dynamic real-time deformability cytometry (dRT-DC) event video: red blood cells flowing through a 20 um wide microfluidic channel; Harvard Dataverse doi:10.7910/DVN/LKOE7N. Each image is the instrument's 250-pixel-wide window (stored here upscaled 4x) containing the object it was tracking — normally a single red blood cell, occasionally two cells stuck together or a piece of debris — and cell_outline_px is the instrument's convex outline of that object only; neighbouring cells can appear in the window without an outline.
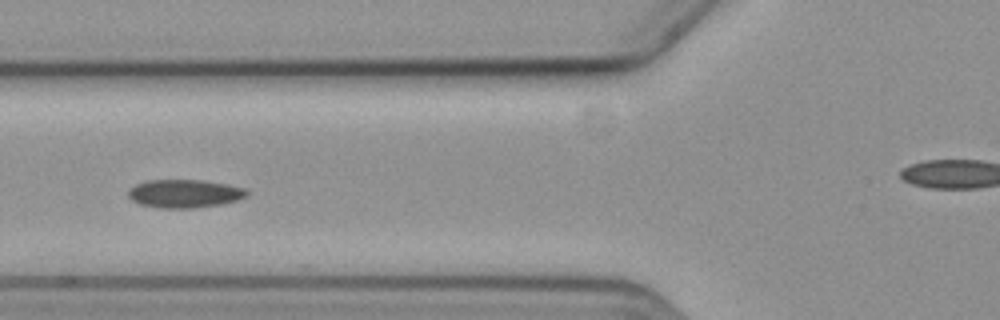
{"species": "common noctule bat (a hibernating species)", "species_latin": "Nyctalus noctula", "temperature_condition": "cold", "stored_images_in_passage": 14, "camera_frame_rate_fps": 3000, "um_per_image_px": 0.085, "animal": {"sex": "female", "body_mass_g": 19.3, "forearm_length_mm": 54.1}, "frame": {"image": 1, "passage_image": 5, "time_ms": 5.667, "image_size_px": [1000, 320], "cell_outline_px": [[248, 196], [236, 200], [220, 204], [196, 208], [160, 208], [140, 204], [132, 200], [128, 196], [128, 188], [136, 184], [148, 180], [204, 180], [228, 184], [248, 188]], "centroid_in_image_um": [15.7, 16.45], "position_along_channel_um": 110.1, "area_um2": 19.71}}
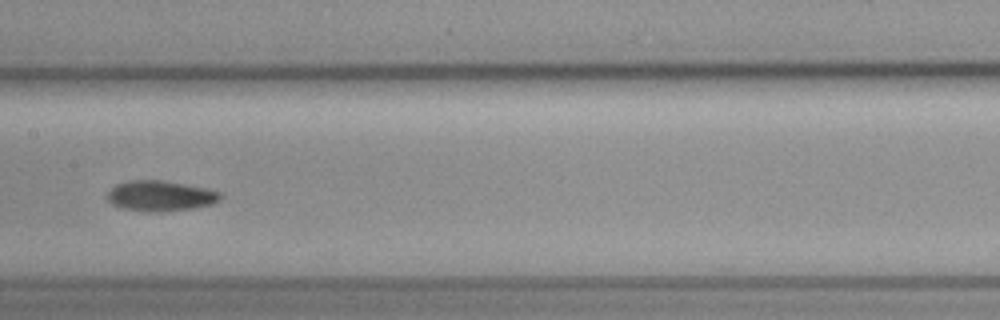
{"frame": {"image": 2, "passage_image": 7, "time_ms": 8.0, "image_size_px": [1000, 320], "cell_outline_px": [[224, 196], [220, 200], [212, 204], [192, 208], [160, 212], [144, 212], [120, 208], [112, 204], [108, 200], [108, 192], [116, 184], [132, 180], [160, 180], [208, 188], [220, 192]], "centroid_in_image_um": [13.65, 16.66], "position_along_channel_um": 193.8, "area_um2": 20.17}}
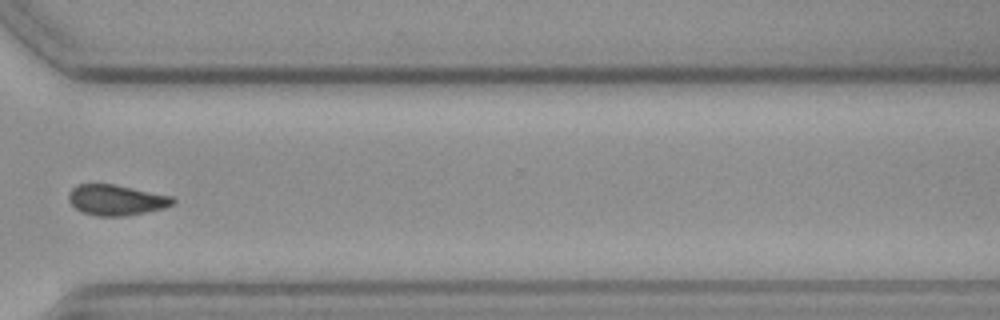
{"frame": {"image": 3, "passage_image": 11, "time_ms": 12.667, "image_size_px": [1000, 320], "cell_outline_px": [[176, 200], [172, 204], [164, 208], [148, 212], [124, 216], [96, 216], [80, 212], [68, 200], [68, 192], [76, 184], [116, 184], [172, 196]], "centroid_in_image_um": [9.86, 17.0], "position_along_channel_um": 360.7, "area_um2": 18.79}, "authors_computed_cell_mechanics": {"area_um2": 19.3341, "velocity_mm_per_s": 3.5796, "shape_relaxation_time_tau1_ms": 9.5562, "shape_relaxation_time_tau2_ms": 5.7808, "deformation_change_tau1": 0.1159, "deformation_change_tau2": 0.0995}}